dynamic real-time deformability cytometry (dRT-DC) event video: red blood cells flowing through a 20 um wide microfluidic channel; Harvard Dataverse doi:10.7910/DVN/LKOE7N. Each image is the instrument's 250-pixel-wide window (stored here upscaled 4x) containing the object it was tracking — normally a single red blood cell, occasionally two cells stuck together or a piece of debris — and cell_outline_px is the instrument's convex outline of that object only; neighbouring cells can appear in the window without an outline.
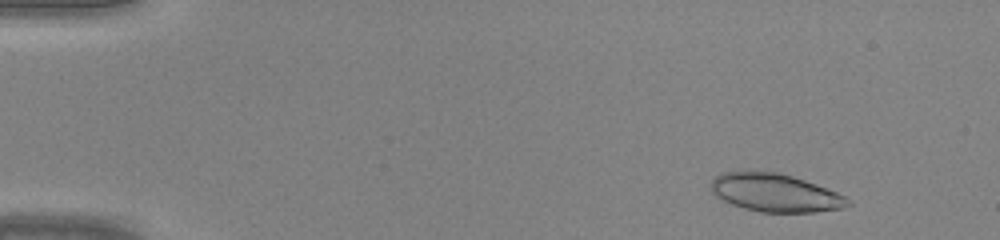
{"species": "common noctule bat (a hibernating species)", "species_latin": "Nyctalus noctula", "temperature_condition": "warm", "stored_images_in_passage": 44, "camera_frame_rate_fps": 3000, "um_per_image_px": 0.085, "animal": {"sex": "male", "body_mass_g": 20.0, "forearm_length_mm": 53.3}, "frame": {"image": 1, "passage_image": 4, "time_ms": 1.0, "image_size_px": [1000, 240], "cell_outline_px": [[852, 204], [844, 208], [812, 212], [760, 212], [744, 208], [732, 204], [716, 196], [712, 192], [712, 180], [716, 176], [724, 172], [776, 172], [792, 176], [816, 184], [836, 192], [844, 196]], "centroid_in_image_um": [65.9, 16.4], "position_along_channel_um": 19.1, "area_um2": 29.88}}